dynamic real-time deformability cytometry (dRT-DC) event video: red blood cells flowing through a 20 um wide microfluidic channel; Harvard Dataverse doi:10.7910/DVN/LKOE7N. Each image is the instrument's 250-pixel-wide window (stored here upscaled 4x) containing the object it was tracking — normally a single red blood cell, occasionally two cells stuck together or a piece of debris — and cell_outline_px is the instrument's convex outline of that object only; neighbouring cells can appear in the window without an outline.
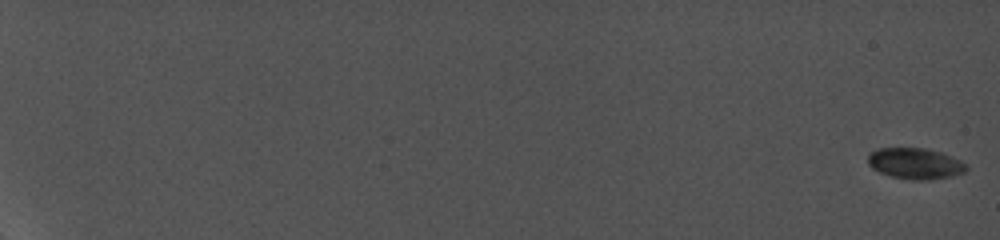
{"species": "common noctule bat (a hibernating species)", "species_latin": "Nyctalus noctula", "temperature_condition": "cold", "stored_images_in_passage": 55, "camera_frame_rate_fps": 5000, "um_per_image_px": 0.085, "animal": {"sex": "female", "body_mass_g": 19.0, "forearm_length_mm": 56.7}, "frame": {"image": 1, "passage_image": 1, "time_ms": 0.0, "image_size_px": [1000, 240], "cell_outline_px": [[968, 168], [964, 172], [948, 176], [892, 176], [880, 172], [872, 168], [868, 164], [868, 152], [880, 148], [924, 148], [940, 152], [952, 156], [968, 164]], "centroid_in_image_um": [77.76, 13.81], "position_along_channel_um": 7.2, "area_um2": 16.7}}
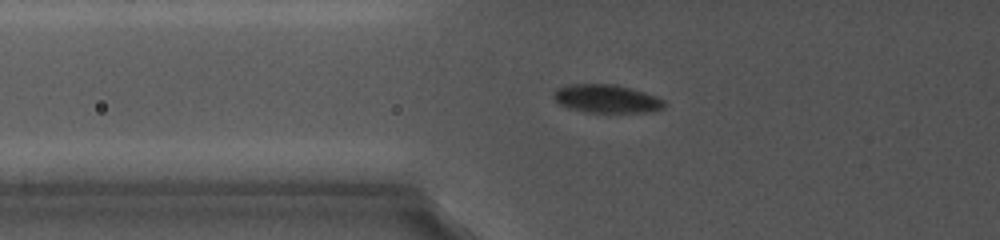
{"frame": {"image": 2, "passage_image": 27, "time_ms": 8.8, "image_size_px": [1000, 240], "cell_outline_px": [[668, 104], [664, 108], [656, 112], [584, 112], [560, 104], [552, 96], [552, 92], [556, 88], [568, 84], [616, 84], [632, 88], [656, 96], [664, 100]], "centroid_in_image_um": [51.6, 8.39], "position_along_channel_um": 74.2, "area_um2": 18.5}}
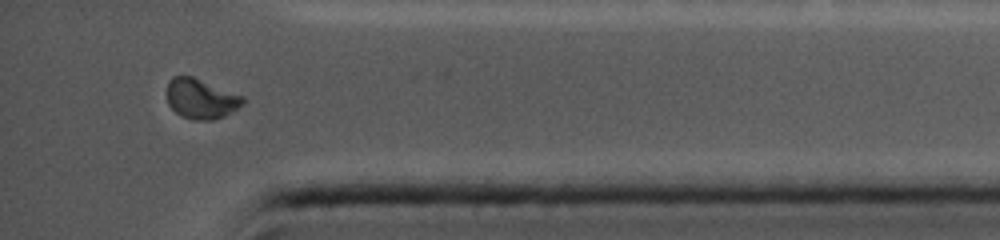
{"frame": {"image": 3, "passage_image": 54, "time_ms": 18.0, "image_size_px": [1000, 240], "cell_outline_px": [[244, 104], [232, 112], [224, 116], [212, 120], [192, 120], [180, 116], [168, 104], [168, 80], [172, 76], [192, 76], [244, 96]], "centroid_in_image_um": [17.09, 8.4], "position_along_channel_um": 418.1, "area_um2": 17.74}}